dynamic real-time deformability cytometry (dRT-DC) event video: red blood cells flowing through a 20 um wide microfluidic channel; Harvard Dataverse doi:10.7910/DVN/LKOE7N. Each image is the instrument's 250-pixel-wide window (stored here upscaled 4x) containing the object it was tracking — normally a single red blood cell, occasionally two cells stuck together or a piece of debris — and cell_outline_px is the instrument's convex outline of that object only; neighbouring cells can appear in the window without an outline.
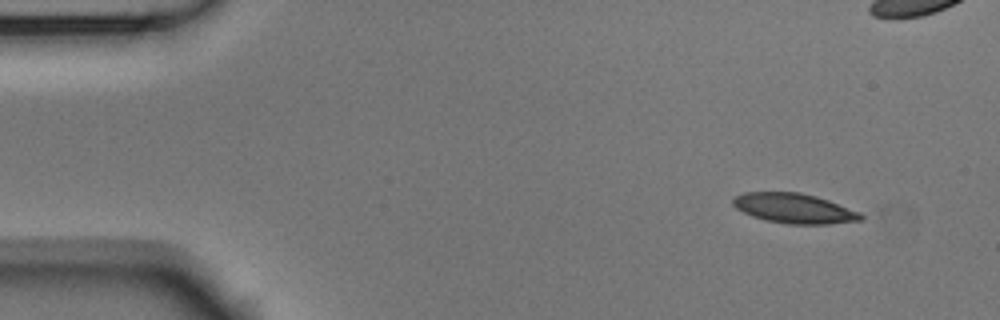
{"species": "Egyptian fruit bat (a non-hibernating species)", "species_latin": "Rousettus aegyptiacus", "temperature_condition": "room temperature", "stored_images_in_passage": 6, "segment_of_instrument_passage": [1, 2], "camera_frame_rate_fps": 3000, "um_per_image_px": 0.085, "animal": {"sex": "male"}, "frame": {"image": 1, "passage_image": 1, "time_ms": 0.0, "image_size_px": [1000, 320], "cell_outline_px": [[864, 220], [828, 224], [788, 224], [764, 220], [752, 216], [736, 208], [732, 204], [732, 200], [736, 196], [744, 192], [800, 192], [816, 196], [828, 200], [860, 212], [864, 216]], "centroid_in_image_um": [67.51, 17.71], "position_along_channel_um": 17.5, "area_um2": 22.31}}
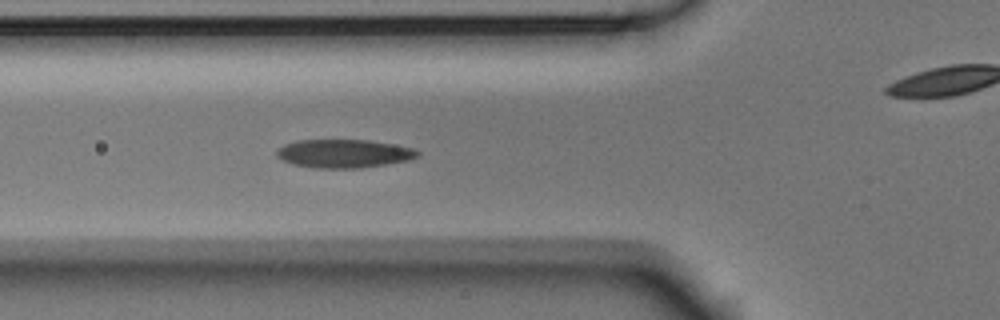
{"frame": {"image": 2, "passage_image": 5, "time_ms": 1.333, "image_size_px": [1000, 320], "cell_outline_px": [[420, 156], [408, 160], [360, 168], [312, 168], [292, 164], [276, 156], [276, 152], [284, 144], [296, 140], [368, 140], [392, 144], [412, 148], [420, 152]], "centroid_in_image_um": [29.21, 13.05], "position_along_channel_um": 96.6, "area_um2": 23.24}}